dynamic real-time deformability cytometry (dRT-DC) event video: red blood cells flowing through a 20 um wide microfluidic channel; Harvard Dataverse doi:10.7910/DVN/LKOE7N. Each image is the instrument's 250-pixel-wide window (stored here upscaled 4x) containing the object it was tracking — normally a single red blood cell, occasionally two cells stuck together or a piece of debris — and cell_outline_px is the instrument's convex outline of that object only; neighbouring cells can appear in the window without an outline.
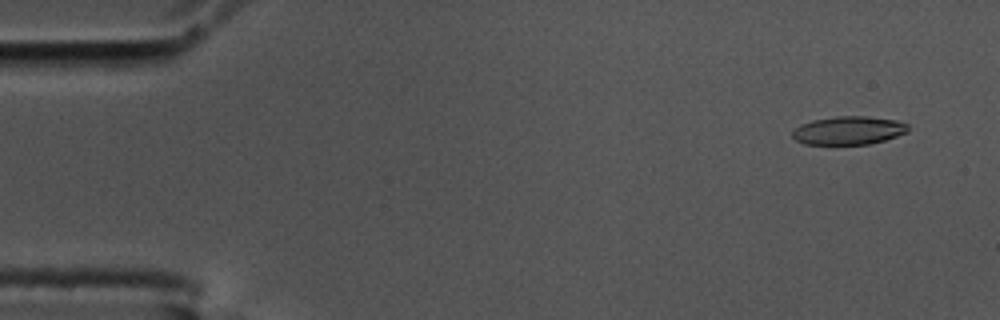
{"species": "common noctule bat (a hibernating species)", "species_latin": "Nyctalus noctula", "temperature_condition": "cold", "stored_images_in_passage": 56, "camera_frame_rate_fps": 3000, "um_per_image_px": 0.085, "animal": {"sex": "male", "body_mass_g": 17.5, "forearm_length_mm": 52.3}, "frame": {"image": 1, "passage_image": 4, "time_ms": 1.0, "image_size_px": [1000, 320], "cell_outline_px": [[908, 132], [884, 140], [868, 144], [804, 144], [796, 140], [792, 136], [792, 128], [800, 124], [812, 120], [836, 116], [864, 116], [900, 120], [908, 124]], "centroid_in_image_um": [72.11, 11.08], "position_along_channel_um": 12.9, "area_um2": 19.25}}
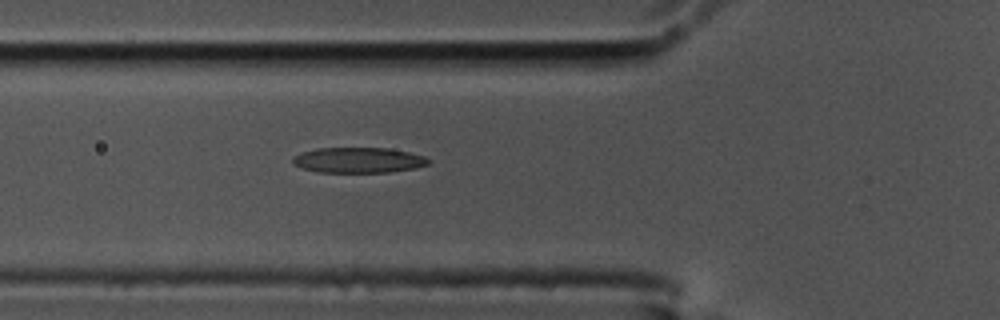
{"frame": {"image": 2, "passage_image": 20, "time_ms": 6.333, "image_size_px": [1000, 320], "cell_outline_px": [[428, 164], [416, 168], [388, 172], [320, 172], [304, 168], [292, 164], [292, 156], [300, 152], [316, 148], [388, 148], [408, 152], [424, 156], [428, 160]], "centroid_in_image_um": [30.42, 13.6], "position_along_channel_um": 95.4, "area_um2": 20.06}}
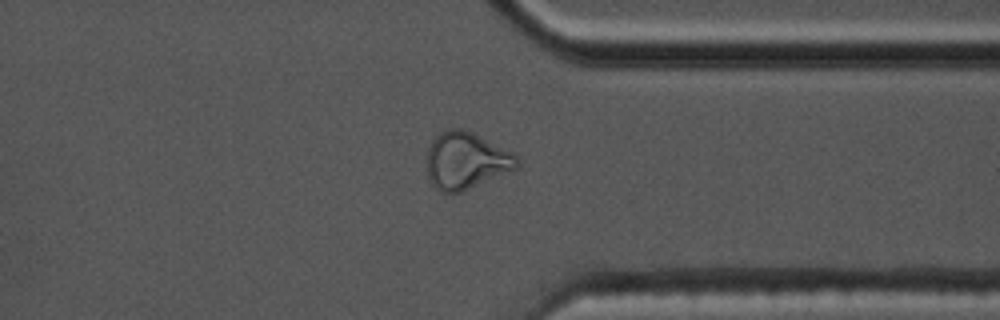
{"frame": {"image": 3, "passage_image": 43, "time_ms": 14.0, "image_size_px": [1000, 320], "cell_outline_px": [[520, 164], [516, 168], [460, 192], [440, 192], [432, 184], [428, 176], [428, 148], [432, 140], [440, 132], [448, 128], [460, 128], [472, 132], [512, 152], [520, 160]], "centroid_in_image_um": [39.6, 13.63], "position_along_channel_um": 371.8, "area_um2": 29.48}, "authors_computed_cell_mechanics": {"area_um2": 20.7502, "velocity_mm_per_s": 3.6265, "shape_relaxation_time_tau1_ms": null, "shape_relaxation_time_tau2_ms": 2.9294, "deformation_change_tau1": null, "deformation_change_tau2": 0.1195}}